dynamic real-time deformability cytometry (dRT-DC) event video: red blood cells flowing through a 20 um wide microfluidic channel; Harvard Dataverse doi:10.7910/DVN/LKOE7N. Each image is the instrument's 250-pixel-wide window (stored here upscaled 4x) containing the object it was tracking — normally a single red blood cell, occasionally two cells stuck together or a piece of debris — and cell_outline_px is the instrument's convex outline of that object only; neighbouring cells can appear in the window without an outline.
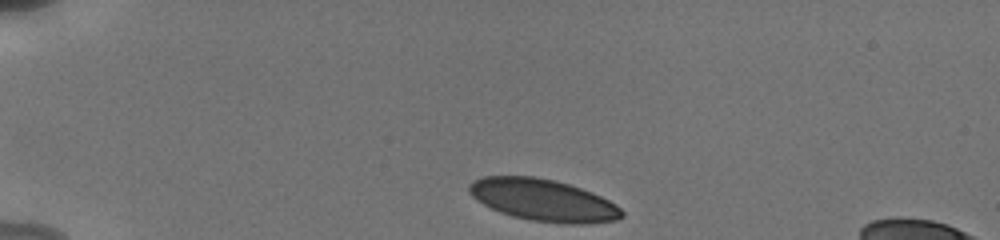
{"species": "human", "species_latin": "Homo sapiens", "temperature_condition": "cold", "stored_images_in_passage": 8, "camera_frame_rate_fps": 3000, "um_per_image_px": 0.085, "donor": {"sex": "male"}, "frame": {"image": 1, "passage_image": 1, "time_ms": 0.0, "image_size_px": [1000, 240], "cell_outline_px": [[624, 216], [616, 220], [588, 224], [564, 224], [532, 220], [512, 216], [500, 212], [476, 200], [468, 192], [468, 184], [472, 180], [484, 176], [532, 176], [556, 180], [592, 192], [616, 204], [624, 212]], "centroid_in_image_um": [46.17, 17.01], "position_along_channel_um": 38.8, "area_um2": 37.45}}
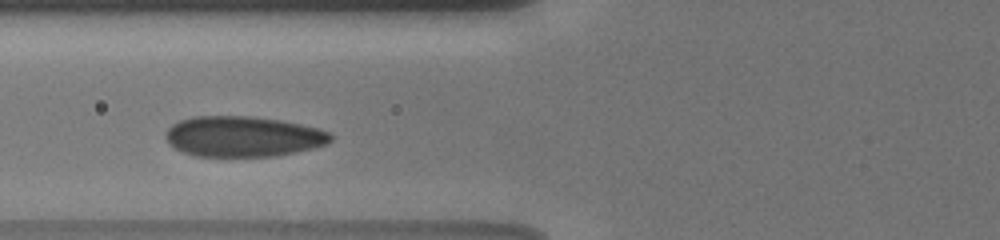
{"frame": {"image": 2, "passage_image": 4, "time_ms": 3.333, "image_size_px": [1000, 240], "cell_outline_px": [[332, 140], [328, 144], [316, 148], [276, 156], [192, 156], [168, 144], [164, 136], [168, 128], [172, 124], [180, 120], [192, 116], [252, 116], [280, 120], [320, 128], [328, 132], [332, 136]], "centroid_in_image_um": [20.66, 11.6], "position_along_channel_um": 105.1, "area_um2": 39.3}}
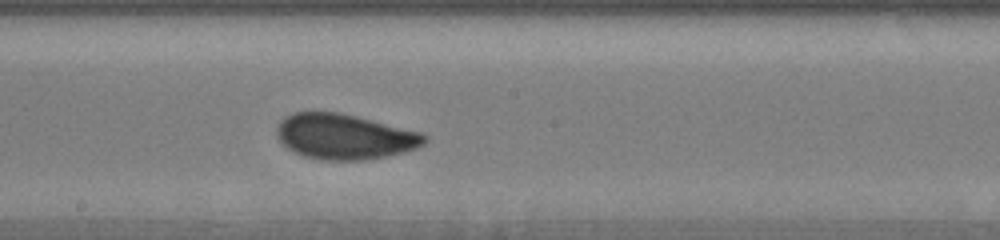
{"frame": {"image": 3, "passage_image": 8, "time_ms": 6.333, "image_size_px": [1000, 240], "cell_outline_px": [[428, 140], [424, 144], [416, 148], [404, 152], [388, 156], [364, 160], [320, 160], [304, 156], [288, 148], [276, 136], [276, 128], [280, 120], [284, 116], [292, 112], [340, 112], [424, 132], [428, 136]], "centroid_in_image_um": [29.31, 11.6], "position_along_channel_um": 218.9, "area_um2": 39.42}}